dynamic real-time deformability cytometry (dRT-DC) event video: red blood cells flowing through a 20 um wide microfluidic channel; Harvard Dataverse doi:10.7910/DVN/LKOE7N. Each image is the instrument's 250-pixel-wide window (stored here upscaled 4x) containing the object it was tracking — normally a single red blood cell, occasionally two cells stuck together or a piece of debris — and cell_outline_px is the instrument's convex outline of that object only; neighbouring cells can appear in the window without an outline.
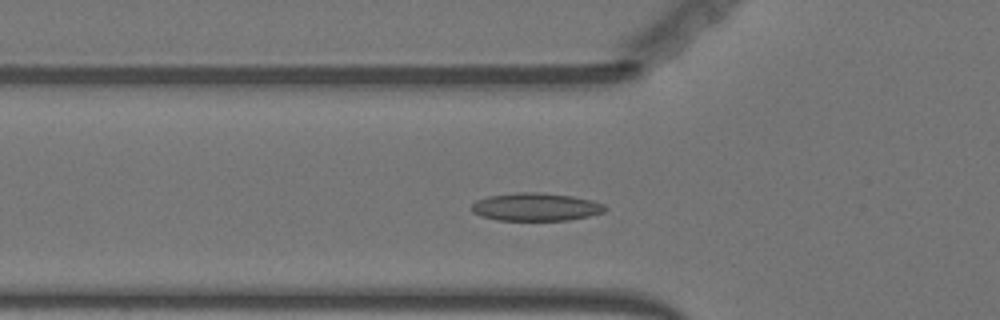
{"species": "Egyptian fruit bat (a non-hibernating species)", "species_latin": "Rousettus aegyptiacus", "temperature_condition": "warm", "stored_images_in_passage": 43, "camera_frame_rate_fps": 3000, "um_per_image_px": 0.085, "animal": {"sex": "female"}, "frame": {"image": 1, "passage_image": 13, "time_ms": 4.0, "image_size_px": [1000, 320], "cell_outline_px": [[608, 208], [604, 212], [588, 216], [568, 220], [496, 220], [480, 216], [472, 212], [468, 208], [476, 200], [488, 196], [520, 192], [540, 192], [572, 196], [592, 200], [604, 204]], "centroid_in_image_um": [45.51, 17.59], "position_along_channel_um": 80.3, "area_um2": 21.91}}
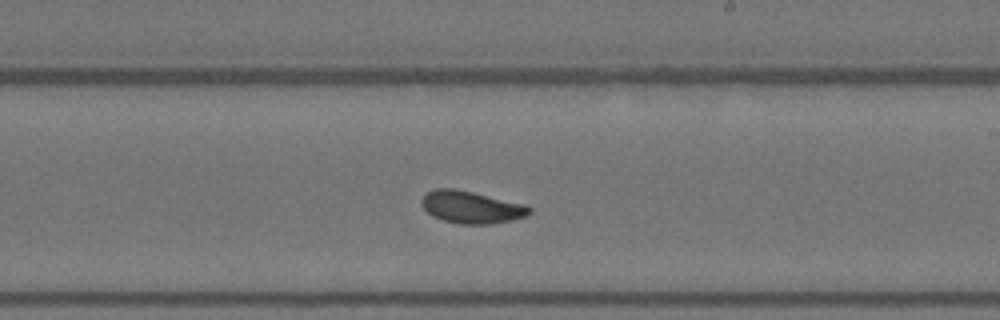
{"frame": {"image": 2, "passage_image": 27, "time_ms": 8.667, "image_size_px": [1000, 320], "cell_outline_px": [[532, 212], [524, 216], [512, 220], [492, 224], [460, 224], [444, 220], [432, 216], [424, 208], [420, 200], [428, 192], [436, 188], [452, 188], [472, 192], [524, 204], [532, 208]], "centroid_in_image_um": [40.06, 17.61], "position_along_channel_um": 248.9, "area_um2": 20.06}}
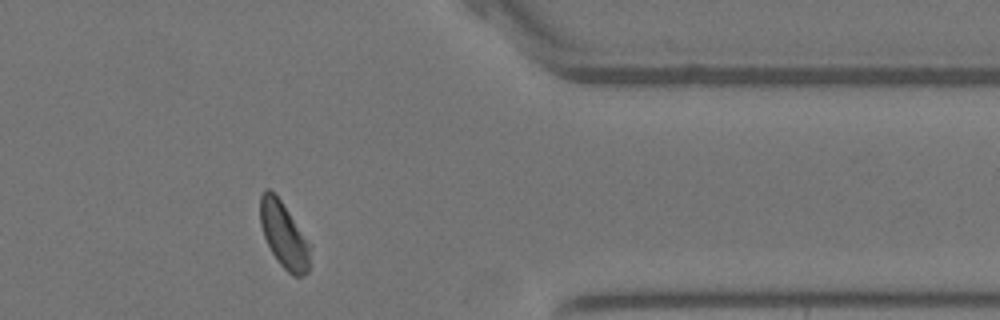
{"frame": {"image": 3, "passage_image": 40, "time_ms": 13.0, "image_size_px": [1000, 320], "cell_outline_px": [[312, 248], [308, 272], [304, 276], [292, 276], [276, 260], [264, 236], [260, 224], [260, 196], [264, 188], [268, 188], [280, 200], [312, 244]], "centroid_in_image_um": [24.17, 20.01], "position_along_channel_um": 387.2, "area_um2": 19.36}, "authors_computed_cell_mechanics": {"area_um2": 20.2878, "velocity_mm_per_s": 3.5919, "shape_relaxation_time_tau1_ms": 4.3311, "shape_relaxation_time_tau2_ms": 1.3637, "deformation_change_tau1": 0.1291, "deformation_change_tau2": 0.0586}}